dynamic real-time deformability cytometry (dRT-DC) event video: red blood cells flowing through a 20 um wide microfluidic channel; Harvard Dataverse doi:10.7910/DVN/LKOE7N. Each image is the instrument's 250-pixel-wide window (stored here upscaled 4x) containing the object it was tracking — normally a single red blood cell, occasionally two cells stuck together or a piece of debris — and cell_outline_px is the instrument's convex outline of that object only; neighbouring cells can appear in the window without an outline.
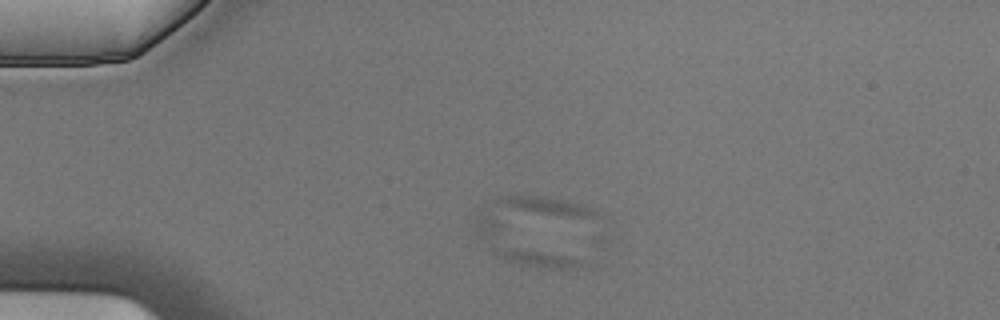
{"species": "Egyptian fruit bat (a non-hibernating species)", "species_latin": "Rousettus aegyptiacus", "temperature_condition": "cold", "stored_images_in_passage": 7, "camera_frame_rate_fps": 3000, "um_per_image_px": 0.085, "animal": {"sex": "male"}, "frame": {"image": 1, "passage_image": 5, "time_ms": 1.333, "image_size_px": [1000, 320], "cell_outline_px": [[588, 268], [536, 268], [504, 260], [476, 232], [476, 220], [496, 220], [580, 260], [588, 264]], "centroid_in_image_um": [44.53, 21.04], "position_along_channel_um": 40.5, "area_um2": 18.9}}